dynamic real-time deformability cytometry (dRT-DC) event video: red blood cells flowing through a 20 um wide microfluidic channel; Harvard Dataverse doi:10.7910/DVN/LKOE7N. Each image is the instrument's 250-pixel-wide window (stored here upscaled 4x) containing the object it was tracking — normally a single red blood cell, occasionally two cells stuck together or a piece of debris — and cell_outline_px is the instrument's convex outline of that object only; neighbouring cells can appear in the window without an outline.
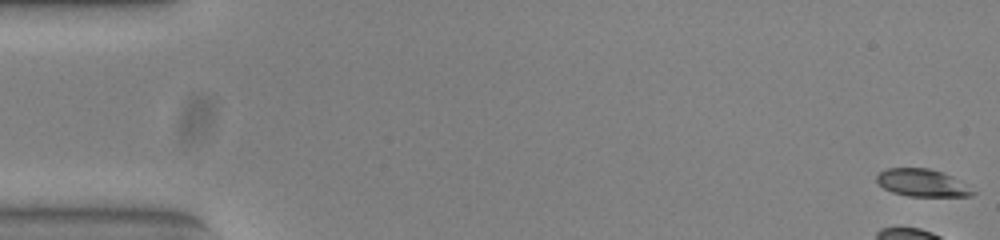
{"species": "common noctule bat (a hibernating species)", "species_latin": "Nyctalus noctula", "temperature_condition": "warm", "stored_images_in_passage": 54, "camera_frame_rate_fps": 3000, "um_per_image_px": 0.085, "animal": {"sex": "female", "body_mass_g": 23.0, "forearm_length_mm": 53.4}, "frame": {"image": 1, "passage_image": 1, "time_ms": 0.0, "image_size_px": [1000, 240], "cell_outline_px": [[976, 192], [972, 196], [908, 196], [892, 192], [884, 188], [876, 180], [876, 172], [888, 168], [928, 168], [952, 176], [968, 184]], "centroid_in_image_um": [78.4, 15.54], "position_along_channel_um": 6.6, "area_um2": 15.49}}